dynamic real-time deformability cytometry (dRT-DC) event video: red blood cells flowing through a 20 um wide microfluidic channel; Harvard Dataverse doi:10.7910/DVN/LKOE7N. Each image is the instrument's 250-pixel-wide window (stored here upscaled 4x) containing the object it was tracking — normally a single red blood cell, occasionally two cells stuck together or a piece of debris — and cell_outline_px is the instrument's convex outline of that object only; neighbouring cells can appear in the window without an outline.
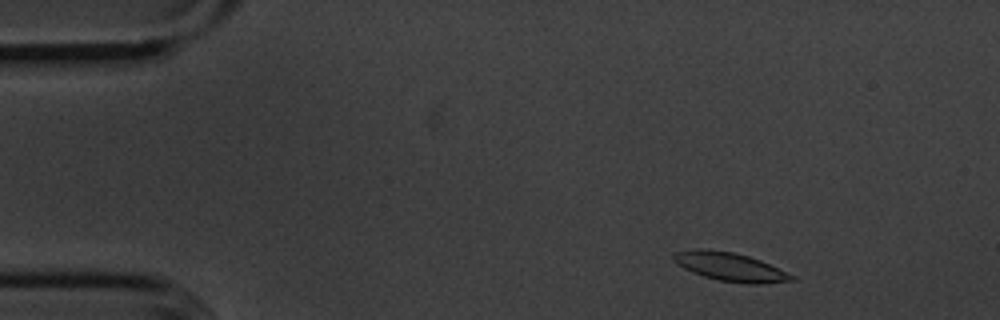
{"species": "common noctule bat (a hibernating species)", "species_latin": "Nyctalus noctula", "temperature_condition": "cold", "stored_images_in_passage": 52, "camera_frame_rate_fps": 3000, "um_per_image_px": 0.085, "animal": {"sex": "male", "body_mass_g": 20.1, "forearm_length_mm": 53.5}, "frame": {"image": 1, "passage_image": 4, "time_ms": 1.0, "image_size_px": [1000, 320], "cell_outline_px": [[796, 280], [760, 284], [744, 284], [720, 280], [704, 276], [692, 272], [684, 268], [672, 256], [676, 252], [700, 248], [732, 252], [748, 256], [760, 260], [796, 276]], "centroid_in_image_um": [62.12, 22.69], "position_along_channel_um": 22.9, "area_um2": 19.36}}
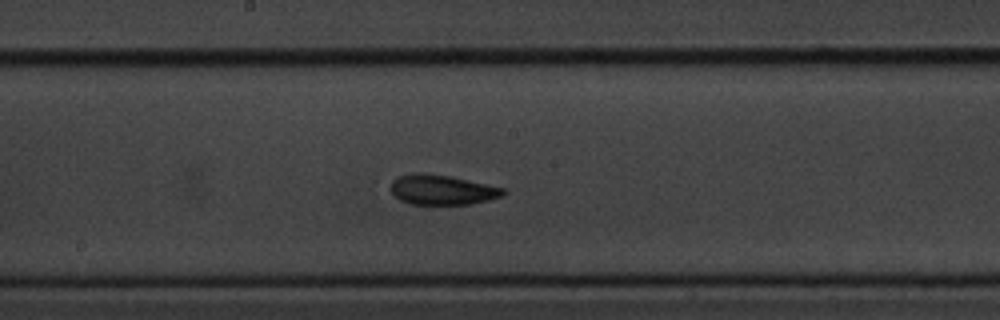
{"frame": {"image": 2, "passage_image": 26, "time_ms": 8.333, "image_size_px": [1000, 320], "cell_outline_px": [[504, 192], [500, 196], [488, 200], [472, 204], [412, 204], [400, 200], [392, 192], [392, 180], [400, 176], [412, 172], [424, 172], [448, 176], [504, 188]], "centroid_in_image_um": [37.54, 16.13], "position_along_channel_um": 210.7, "area_um2": 19.31}}
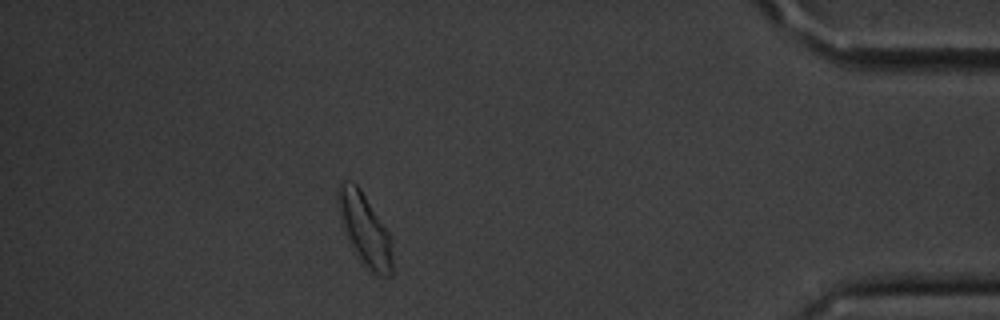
{"frame": {"image": 3, "passage_image": 46, "time_ms": 15.0, "image_size_px": [1000, 320], "cell_outline_px": [[392, 276], [376, 276], [360, 264], [348, 244], [344, 232], [336, 200], [336, 188], [340, 180], [352, 180], [360, 188], [388, 232], [392, 240]], "centroid_in_image_um": [30.96, 19.53], "position_along_channel_um": 404.2, "area_um2": 23.64}, "authors_computed_cell_mechanics": {"area_um2": 19.2763, "velocity_mm_per_s": 3.5823, "shape_relaxation_time_tau1_ms": 2.2883, "shape_relaxation_time_tau2_ms": 3.8251, "deformation_change_tau1": 0.0971, "deformation_change_tau2": 0.0946}}